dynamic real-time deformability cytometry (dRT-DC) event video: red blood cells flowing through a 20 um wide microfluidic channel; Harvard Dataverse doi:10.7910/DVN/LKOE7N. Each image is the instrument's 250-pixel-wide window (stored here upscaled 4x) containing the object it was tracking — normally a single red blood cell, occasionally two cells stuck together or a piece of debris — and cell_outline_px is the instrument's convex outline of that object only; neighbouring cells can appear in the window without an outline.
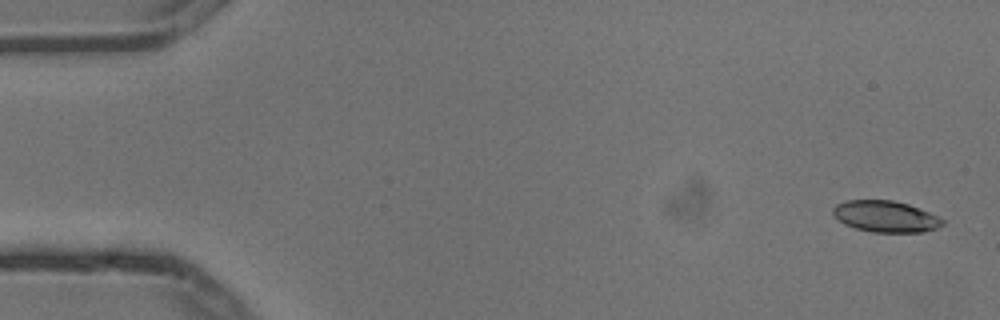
{"species": "common noctule bat (a hibernating species)", "species_latin": "Nyctalus noctula", "temperature_condition": "cold", "stored_images_in_passage": 5, "camera_frame_rate_fps": 3000, "um_per_image_px": 0.085, "animal": {"sex": "male", "body_mass_g": 13.3}, "frame": {"image": 1, "passage_image": 1, "time_ms": 0.0, "image_size_px": [1000, 320], "cell_outline_px": [[944, 224], [936, 228], [924, 232], [872, 232], [856, 228], [844, 224], [832, 212], [832, 208], [836, 204], [848, 200], [892, 200], [908, 204], [928, 212], [944, 220]], "centroid_in_image_um": [75.27, 18.4], "position_along_channel_um": 9.7, "area_um2": 19.83}}
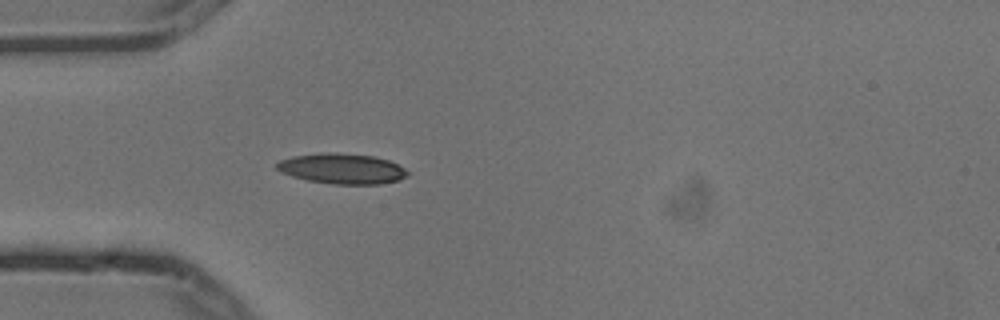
{"frame": {"image": 2, "passage_image": 5, "time_ms": 1.333, "image_size_px": [1000, 320], "cell_outline_px": [[408, 176], [396, 180], [380, 184], [332, 184], [308, 180], [292, 176], [280, 172], [276, 168], [276, 164], [280, 160], [292, 156], [320, 152], [336, 152], [372, 156], [388, 160], [404, 168], [408, 172]], "centroid_in_image_um": [29.03, 14.33], "position_along_channel_um": 56.0, "area_um2": 23.12}}